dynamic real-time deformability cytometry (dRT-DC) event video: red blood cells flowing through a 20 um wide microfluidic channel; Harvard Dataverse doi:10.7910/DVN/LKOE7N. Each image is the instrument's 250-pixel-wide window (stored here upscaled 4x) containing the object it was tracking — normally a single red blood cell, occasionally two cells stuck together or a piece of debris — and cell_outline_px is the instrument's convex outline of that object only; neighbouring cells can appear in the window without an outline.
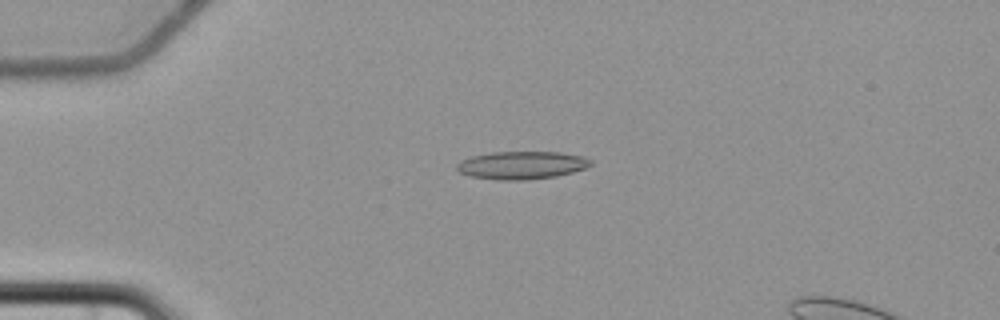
{"species": "common noctule bat (a hibernating species)", "species_latin": "Nyctalus noctula", "temperature_condition": "cold", "stored_images_in_passage": 5, "camera_frame_rate_fps": 3000, "um_per_image_px": 0.085, "animal": {"sex": "female", "body_mass_g": 22.7, "forearm_length_mm": 54.2}, "frame": {"image": 1, "passage_image": 4, "time_ms": 4.0, "image_size_px": [1000, 320], "cell_outline_px": [[592, 164], [584, 168], [572, 172], [556, 176], [528, 180], [496, 180], [468, 176], [460, 172], [456, 168], [456, 164], [460, 160], [472, 156], [492, 152], [560, 152], [580, 156], [592, 160]], "centroid_in_image_um": [44.3, 14.05], "position_along_channel_um": 40.7, "area_um2": 21.79}}